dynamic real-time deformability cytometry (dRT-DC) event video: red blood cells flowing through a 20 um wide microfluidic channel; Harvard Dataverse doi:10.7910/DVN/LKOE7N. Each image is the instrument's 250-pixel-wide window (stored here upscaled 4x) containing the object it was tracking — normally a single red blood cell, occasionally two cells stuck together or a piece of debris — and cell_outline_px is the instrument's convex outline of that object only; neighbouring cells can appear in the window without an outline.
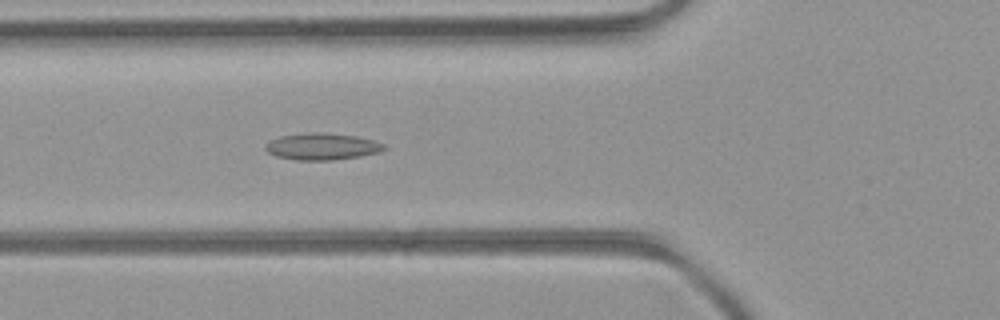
{"species": "common noctule bat (a hibernating species)", "species_latin": "Nyctalus noctula", "temperature_condition": "room temperature", "stored_images_in_passage": 25, "camera_frame_rate_fps": 3000, "um_per_image_px": 0.085, "animal": {"sex": "female", "body_mass_g": 21.9}, "frame": {"image": 1, "passage_image": 8, "time_ms": 2.333, "image_size_px": [1000, 320], "cell_outline_px": [[388, 148], [380, 152], [360, 156], [332, 160], [296, 160], [276, 156], [268, 152], [264, 148], [264, 144], [280, 136], [312, 132], [316, 132], [356, 136], [372, 140], [384, 144]], "centroid_in_image_um": [27.37, 12.46], "position_along_channel_um": 98.4, "area_um2": 18.38}}
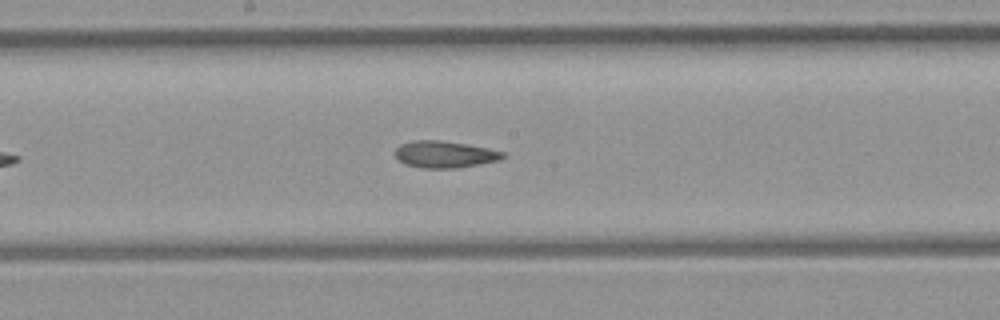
{"frame": {"image": 2, "passage_image": 16, "time_ms": 5.0, "image_size_px": [1000, 320], "cell_outline_px": [[504, 156], [500, 160], [456, 168], [420, 168], [404, 164], [396, 156], [396, 148], [400, 144], [412, 140], [440, 140], [488, 148], [504, 152]], "centroid_in_image_um": [37.77, 13.12], "position_along_channel_um": 210.4, "area_um2": 16.7}}
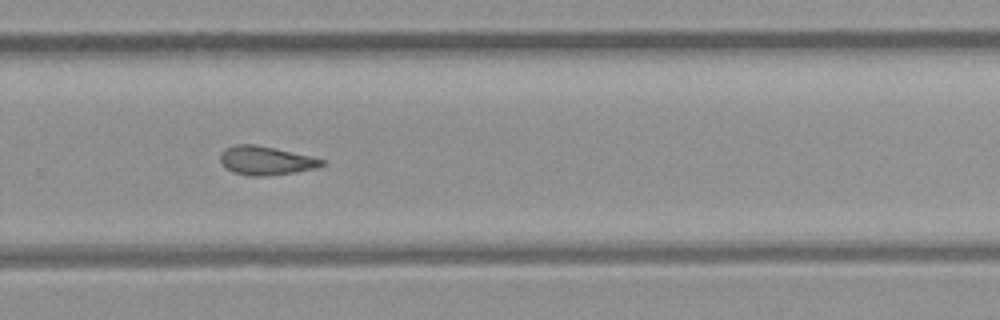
{"frame": {"image": 3, "passage_image": 23, "time_ms": 7.333, "image_size_px": [1000, 320], "cell_outline_px": [[324, 164], [316, 168], [296, 172], [264, 176], [248, 176], [232, 172], [224, 168], [220, 164], [220, 152], [224, 148], [236, 144], [256, 144], [276, 148], [312, 156], [324, 160]], "centroid_in_image_um": [22.54, 13.64], "position_along_channel_um": 307.3, "area_um2": 17.34}}